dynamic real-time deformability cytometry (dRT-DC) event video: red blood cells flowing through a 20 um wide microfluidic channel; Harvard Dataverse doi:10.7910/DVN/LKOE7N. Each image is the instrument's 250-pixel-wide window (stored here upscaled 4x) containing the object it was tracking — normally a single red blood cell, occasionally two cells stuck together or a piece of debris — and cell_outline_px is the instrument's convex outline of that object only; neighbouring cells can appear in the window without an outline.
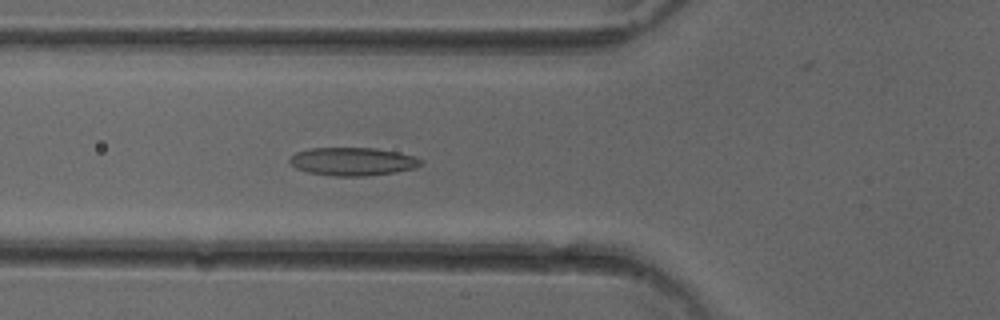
{"species": "common noctule bat (a hibernating species)", "species_latin": "Nyctalus noctula", "temperature_condition": "cold", "stored_images_in_passage": 51, "camera_frame_rate_fps": 3000, "um_per_image_px": 0.085, "animal": {"sex": "female"}, "frame": {"image": 1, "passage_image": 19, "time_ms": 6.0, "image_size_px": [1000, 320], "cell_outline_px": [[424, 164], [416, 168], [396, 172], [364, 176], [332, 176], [308, 172], [296, 168], [288, 160], [296, 152], [308, 148], [376, 148], [400, 152], [416, 156], [424, 160]], "centroid_in_image_um": [30.05, 13.72], "position_along_channel_um": 95.8, "area_um2": 21.79}}
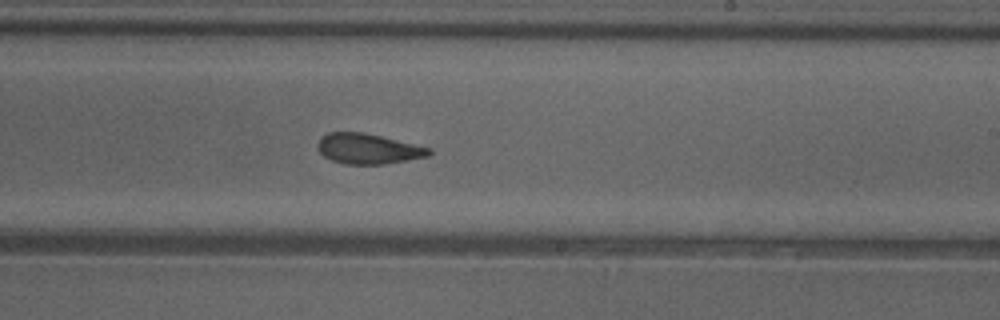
{"frame": {"image": 2, "passage_image": 31, "time_ms": 10.0, "image_size_px": [1000, 320], "cell_outline_px": [[432, 152], [428, 156], [384, 164], [344, 164], [332, 160], [324, 156], [316, 148], [316, 144], [320, 136], [328, 132], [360, 132], [380, 136], [432, 148]], "centroid_in_image_um": [31.24, 12.64], "position_along_channel_um": 257.8, "area_um2": 19.65}}
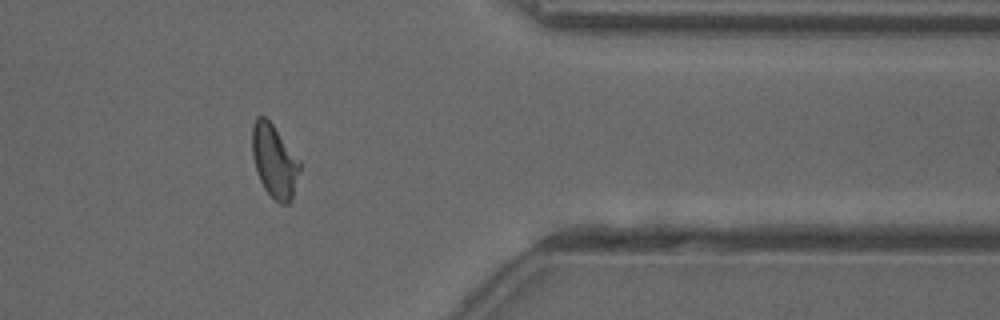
{"frame": {"image": 3, "passage_image": 42, "time_ms": 13.667, "image_size_px": [1000, 320], "cell_outline_px": [[300, 168], [292, 196], [288, 204], [280, 204], [264, 188], [256, 172], [252, 156], [252, 124], [256, 116], [264, 116], [272, 124], [300, 160]], "centroid_in_image_um": [23.29, 13.66], "position_along_channel_um": 388.1, "area_um2": 20.06}, "authors_computed_cell_mechanics": {"area_um2": 20.4612, "velocity_mm_per_s": 4.0373, "shape_relaxation_time_tau1_ms": 6.0875, "shape_relaxation_time_tau2_ms": 2.1914, "deformation_change_tau1": 0.1498, "deformation_change_tau2": 0.0943}}